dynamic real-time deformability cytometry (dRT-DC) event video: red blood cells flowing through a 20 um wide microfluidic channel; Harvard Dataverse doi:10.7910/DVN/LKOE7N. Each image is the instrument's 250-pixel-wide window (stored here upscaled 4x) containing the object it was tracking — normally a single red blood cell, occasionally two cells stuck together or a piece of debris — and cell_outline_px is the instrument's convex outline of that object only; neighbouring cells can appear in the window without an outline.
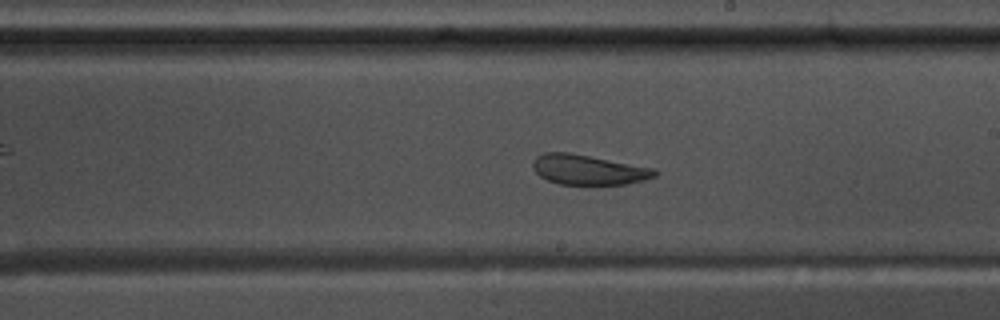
{"species": "common noctule bat (a hibernating species)", "species_latin": "Nyctalus noctula", "temperature_condition": "warm", "stored_images_in_passage": 56, "camera_frame_rate_fps": 3000, "um_per_image_px": 0.085, "animal": {"sex": "male", "body_mass_g": 17.5, "forearm_length_mm": 52.3}, "frame": {"image": 1, "passage_image": 32, "time_ms": 10.333, "image_size_px": [1000, 320], "cell_outline_px": [[660, 172], [656, 176], [644, 180], [628, 184], [588, 188], [560, 184], [548, 180], [540, 176], [532, 168], [532, 164], [536, 156], [544, 152], [568, 152], [656, 168]], "centroid_in_image_um": [50.05, 14.48], "position_along_channel_um": 238.9, "area_um2": 22.37}}
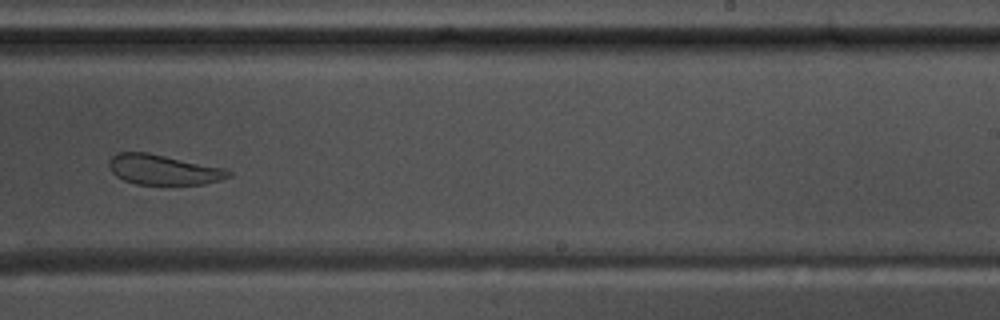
{"frame": {"image": 2, "passage_image": 35, "time_ms": 11.333, "image_size_px": [1000, 320], "cell_outline_px": [[232, 176], [220, 180], [204, 184], [136, 184], [124, 180], [116, 176], [112, 172], [108, 164], [108, 160], [116, 152], [148, 152], [228, 168], [232, 172]], "centroid_in_image_um": [13.92, 14.41], "position_along_channel_um": 275.1, "area_um2": 21.27}}
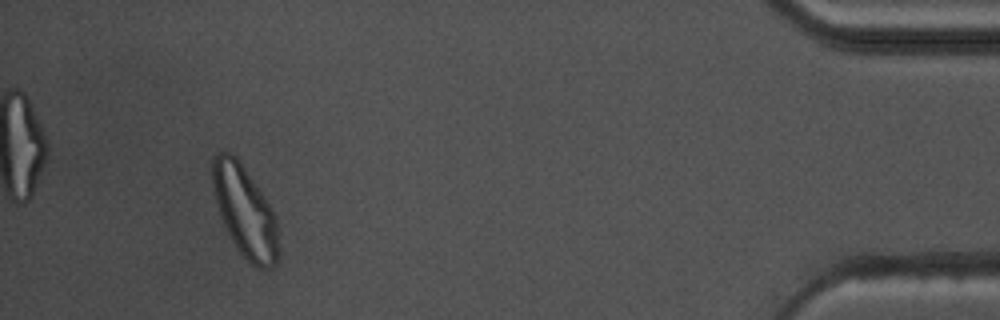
{"frame": {"image": 3, "passage_image": 52, "time_ms": 17.0, "image_size_px": [1000, 320], "cell_outline_px": [[276, 264], [272, 268], [260, 268], [252, 264], [236, 248], [220, 216], [216, 204], [212, 184], [212, 160], [220, 152], [232, 152], [236, 156], [264, 196], [276, 220]], "centroid_in_image_um": [20.76, 17.94], "position_along_channel_um": 414.4, "area_um2": 34.1}, "authors_computed_cell_mechanics": {"area_um2": 27.6284, "velocity_mm_per_s": 3.6085, "shape_relaxation_time_tau1_ms": null, "shape_relaxation_time_tau2_ms": 1.1768, "deformation_change_tau1": null, "deformation_change_tau2": 0.0632}}